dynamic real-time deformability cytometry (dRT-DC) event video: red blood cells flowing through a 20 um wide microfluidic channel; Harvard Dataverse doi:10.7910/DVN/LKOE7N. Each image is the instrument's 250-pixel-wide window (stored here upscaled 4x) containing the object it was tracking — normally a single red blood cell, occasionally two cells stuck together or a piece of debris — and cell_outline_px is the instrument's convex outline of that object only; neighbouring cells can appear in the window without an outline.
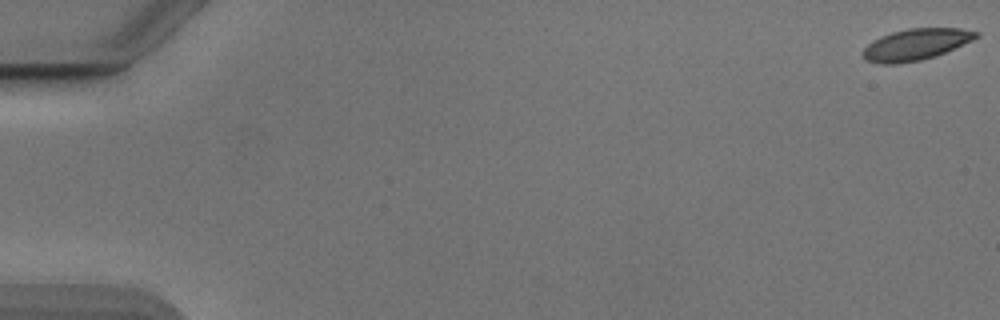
{"species": "Egyptian fruit bat (a non-hibernating species)", "species_latin": "Rousettus aegyptiacus", "temperature_condition": "cold", "stored_images_in_passage": 54, "camera_frame_rate_fps": 3000, "um_per_image_px": 0.085, "animal": {"sex": "male"}, "frame": {"image": 1, "passage_image": 1, "time_ms": 0.0, "image_size_px": [1000, 320], "cell_outline_px": [[980, 36], [972, 40], [936, 56], [920, 60], [896, 64], [880, 64], [864, 60], [860, 52], [872, 40], [880, 36], [892, 32], [908, 28], [960, 28], [980, 32]], "centroid_in_image_um": [77.8, 3.78], "position_along_channel_um": 7.2, "area_um2": 20.87}}
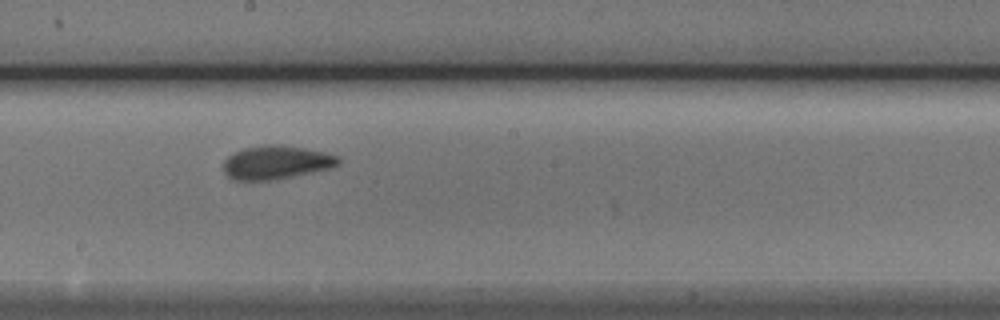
{"frame": {"image": 2, "passage_image": 31, "time_ms": 10.0, "image_size_px": [1000, 320], "cell_outline_px": [[340, 164], [332, 168], [272, 180], [232, 180], [224, 172], [224, 160], [228, 156], [244, 148], [264, 144], [280, 144], [304, 148], [324, 152], [340, 156]], "centroid_in_image_um": [23.5, 13.8], "position_along_channel_um": 224.7, "area_um2": 22.54}}
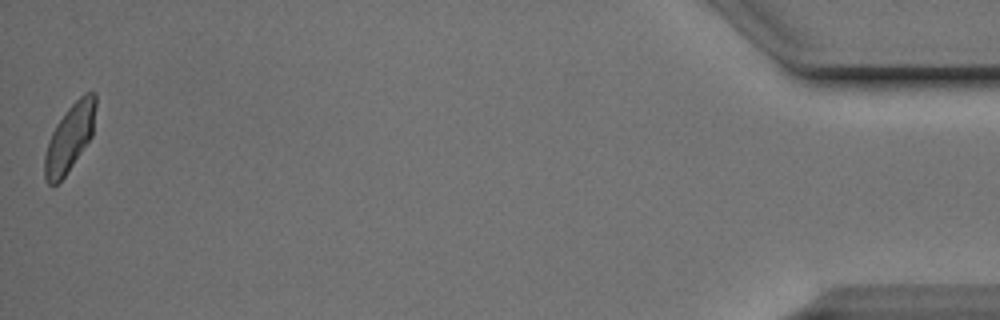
{"frame": {"image": 3, "passage_image": 54, "time_ms": 17.667, "image_size_px": [1000, 320], "cell_outline_px": [[96, 104], [92, 136], [64, 176], [56, 184], [48, 184], [44, 176], [44, 156], [52, 132], [56, 124], [68, 108], [84, 92], [96, 92]], "centroid_in_image_um": [5.93, 11.68], "position_along_channel_um": 429.3, "area_um2": 19.65}, "authors_computed_cell_mechanics": {"area_um2": 21.097, "velocity_mm_per_s": 3.8619, "shape_relaxation_time_tau1_ms": 4.6064, "shape_relaxation_time_tau2_ms": 1.3093, "deformation_change_tau1": 0.1243, "deformation_change_tau2": 0.0594}}